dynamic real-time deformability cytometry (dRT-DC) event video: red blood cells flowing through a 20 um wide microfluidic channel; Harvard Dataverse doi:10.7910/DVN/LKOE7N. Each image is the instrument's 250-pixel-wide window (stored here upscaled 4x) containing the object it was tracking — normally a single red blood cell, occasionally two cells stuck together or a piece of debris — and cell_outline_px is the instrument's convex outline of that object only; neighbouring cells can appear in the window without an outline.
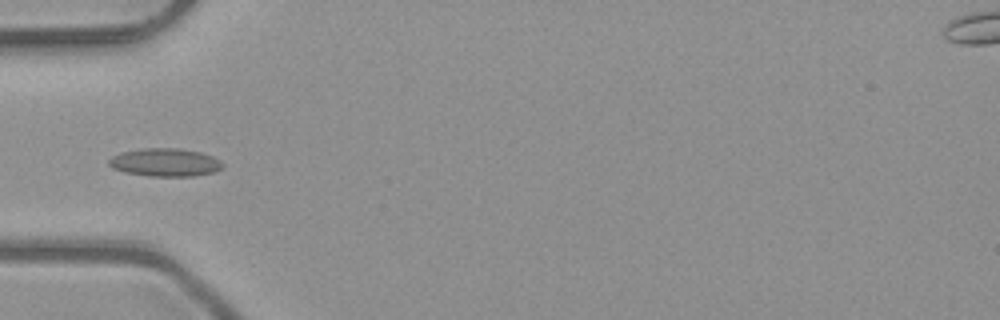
{"species": "common noctule bat (a hibernating species)", "species_latin": "Nyctalus noctula", "temperature_condition": "room temperature", "stored_images_in_passage": 6, "camera_frame_rate_fps": 3000, "um_per_image_px": 0.085, "animal": {"sex": "male", "body_mass_g": 23.1, "forearm_length_mm": 52.7}, "frame": {"image": 1, "passage_image": 5, "time_ms": 1.333, "image_size_px": [1000, 320], "cell_outline_px": [[224, 164], [216, 172], [196, 176], [148, 176], [124, 172], [112, 168], [108, 164], [108, 160], [112, 156], [120, 152], [144, 148], [180, 148], [200, 152], [212, 156], [220, 160]], "centroid_in_image_um": [14.03, 13.8], "position_along_channel_um": 71.0, "area_um2": 18.79}}
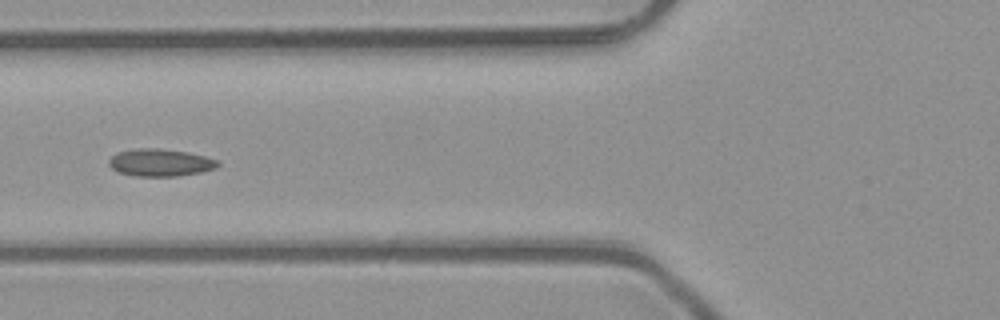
{"frame": {"image": 2, "passage_image": 6, "time_ms": 1.667, "image_size_px": [1000, 320], "cell_outline_px": [[220, 164], [216, 168], [200, 172], [176, 176], [136, 176], [116, 172], [108, 164], [108, 160], [116, 152], [136, 148], [160, 148], [188, 152], [220, 160]], "centroid_in_image_um": [13.61, 13.81], "position_along_channel_um": 112.2, "area_um2": 17.57}}